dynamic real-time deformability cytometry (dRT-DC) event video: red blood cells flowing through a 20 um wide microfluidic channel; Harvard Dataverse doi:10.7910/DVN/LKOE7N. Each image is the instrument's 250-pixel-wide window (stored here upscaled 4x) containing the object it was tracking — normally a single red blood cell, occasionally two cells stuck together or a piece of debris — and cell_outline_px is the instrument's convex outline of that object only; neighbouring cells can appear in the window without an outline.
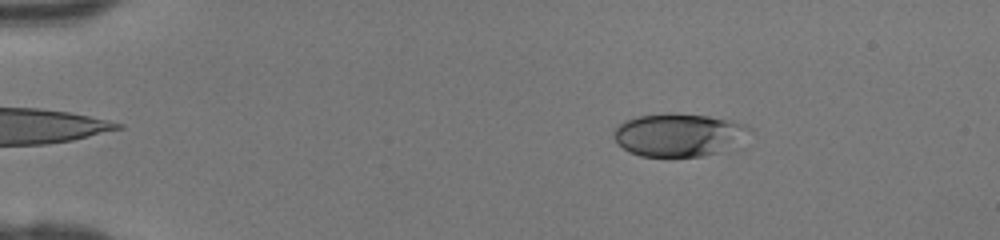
{"species": "human", "species_latin": "Homo sapiens", "temperature_condition": "room temperature", "stored_images_in_passage": 43, "camera_frame_rate_fps": 3000, "um_per_image_px": 0.085, "donor": {"sex": "female"}, "frame": {"image": 1, "passage_image": 5, "time_ms": 1.333, "image_size_px": [1000, 240], "cell_outline_px": [[752, 132], [740, 148], [736, 152], [704, 156], [640, 156], [628, 152], [612, 136], [612, 128], [624, 120], [636, 116], [664, 112], [676, 112], [708, 116], [732, 120], [748, 124], [752, 128]], "centroid_in_image_um": [57.84, 11.47], "position_along_channel_um": 27.2, "area_um2": 35.89}}
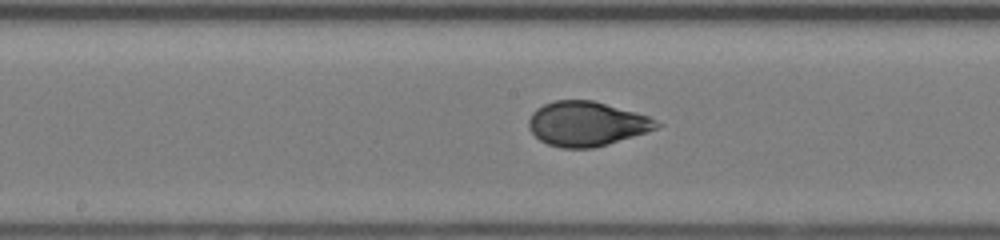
{"frame": {"image": 2, "passage_image": 22, "time_ms": 7.0, "image_size_px": [1000, 240], "cell_outline_px": [[664, 124], [648, 132], [608, 144], [592, 148], [560, 148], [548, 144], [540, 140], [528, 128], [528, 120], [532, 112], [536, 108], [544, 104], [556, 100], [592, 100], [648, 116]], "centroid_in_image_um": [49.85, 10.53], "position_along_channel_um": 198.3, "area_um2": 33.18}}
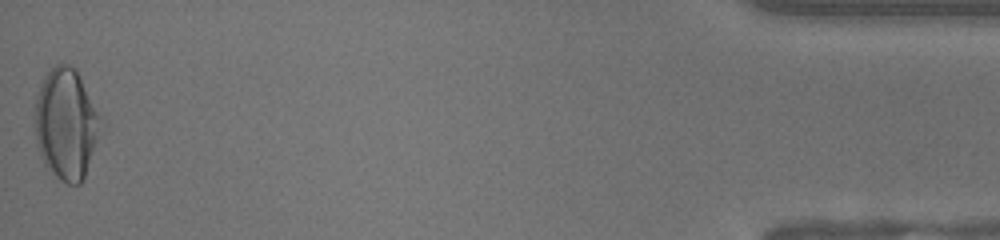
{"frame": {"image": 3, "passage_image": 43, "time_ms": 14.0, "image_size_px": [1000, 240], "cell_outline_px": [[104, 120], [84, 180], [80, 184], [68, 184], [60, 180], [44, 164], [40, 156], [32, 124], [36, 96], [40, 84], [44, 76], [56, 64], [68, 64], [76, 68]], "centroid_in_image_um": [5.61, 10.53], "position_along_channel_um": 429.6, "area_um2": 43.47}}